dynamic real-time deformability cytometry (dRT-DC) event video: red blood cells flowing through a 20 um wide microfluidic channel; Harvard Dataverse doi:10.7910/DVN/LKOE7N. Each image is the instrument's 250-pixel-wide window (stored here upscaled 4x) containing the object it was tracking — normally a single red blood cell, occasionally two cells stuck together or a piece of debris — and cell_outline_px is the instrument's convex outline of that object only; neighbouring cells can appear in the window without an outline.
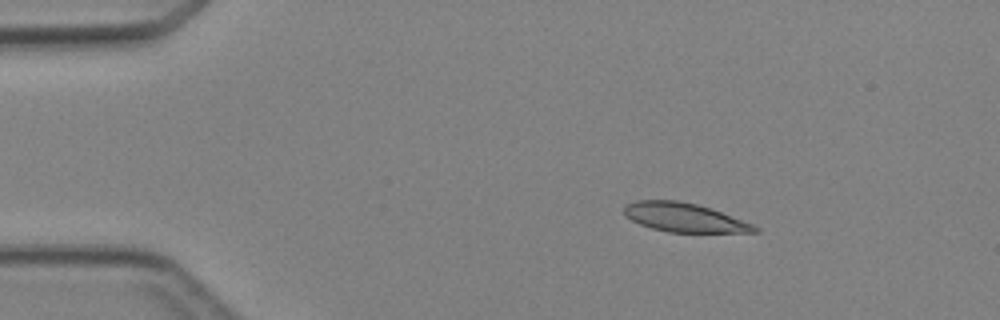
{"species": "Egyptian fruit bat (a non-hibernating species)", "species_latin": "Rousettus aegyptiacus", "temperature_condition": "cold", "stored_images_in_passage": 3, "camera_frame_rate_fps": 3000, "um_per_image_px": 0.085, "animal": {"sex": "female"}, "frame": {"image": 1, "passage_image": 2, "time_ms": 1.333, "image_size_px": [1000, 320], "cell_outline_px": [[760, 232], [668, 232], [652, 228], [640, 224], [624, 216], [624, 204], [636, 200], [680, 200], [696, 204], [720, 212], [752, 224], [760, 228]], "centroid_in_image_um": [58.11, 18.48], "position_along_channel_um": 26.9, "area_um2": 21.85}}